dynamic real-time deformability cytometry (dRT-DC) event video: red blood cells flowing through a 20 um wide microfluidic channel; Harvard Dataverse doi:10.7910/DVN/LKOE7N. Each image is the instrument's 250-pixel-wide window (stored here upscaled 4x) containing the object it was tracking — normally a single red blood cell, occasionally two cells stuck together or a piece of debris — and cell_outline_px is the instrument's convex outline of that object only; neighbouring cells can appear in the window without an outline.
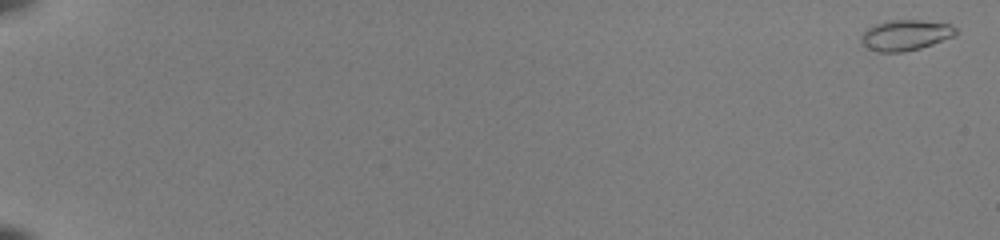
{"species": "common noctule bat (a hibernating species)", "species_latin": "Nyctalus noctula", "temperature_condition": "room temperature", "stored_images_in_passage": 54, "camera_frame_rate_fps": 3000, "um_per_image_px": 0.085, "animal": {"sex": "female", "body_mass_g": 22.0, "forearm_length_mm": 56.7}, "frame": {"image": 1, "passage_image": 1, "time_ms": 0.0, "image_size_px": [1000, 240], "cell_outline_px": [[956, 36], [920, 48], [904, 52], [876, 52], [860, 44], [860, 36], [868, 28], [876, 24], [888, 20], [920, 20], [948, 24], [956, 28]], "centroid_in_image_um": [76.94, 3.0], "position_along_channel_um": 8.1, "area_um2": 16.94}}
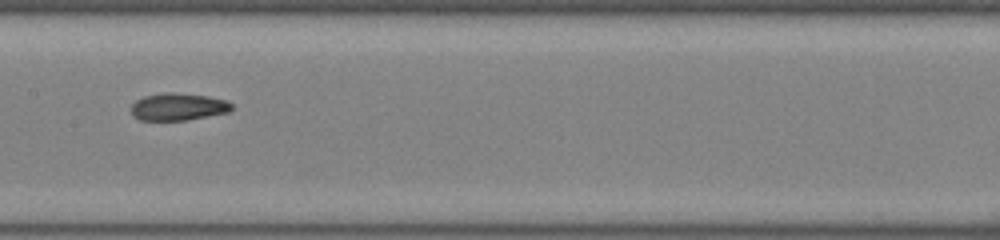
{"frame": {"image": 2, "passage_image": 31, "time_ms": 10.0, "image_size_px": [1000, 240], "cell_outline_px": [[232, 108], [228, 112], [188, 120], [140, 120], [132, 116], [132, 104], [136, 100], [144, 96], [164, 92], [172, 92], [208, 96], [228, 100], [232, 104]], "centroid_in_image_um": [15.14, 9.07], "position_along_channel_um": 192.3, "area_um2": 16.07}}
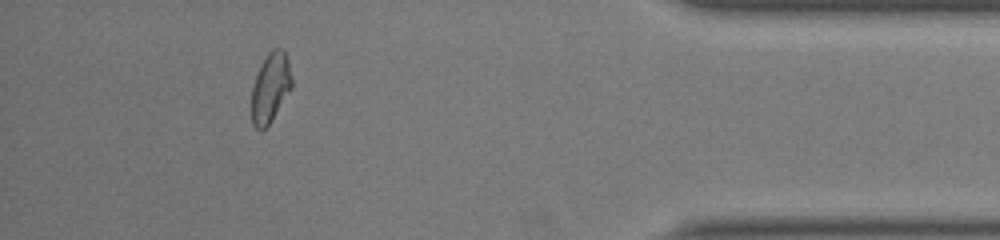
{"frame": {"image": 3, "passage_image": 50, "time_ms": 16.333, "image_size_px": [1000, 240], "cell_outline_px": [[292, 88], [268, 124], [264, 128], [256, 128], [252, 124], [252, 88], [256, 76], [268, 52], [272, 48], [284, 48], [288, 60], [292, 76]], "centroid_in_image_um": [23.01, 7.4], "position_along_channel_um": 412.2, "area_um2": 16.01}, "authors_computed_cell_mechanics": {"area_um2": 16.0106, "velocity_mm_per_s": 4.0139, "shape_relaxation_time_tau1_ms": null, "shape_relaxation_time_tau2_ms": 2.2292, "deformation_change_tau1": null, "deformation_change_tau2": 0.075}}